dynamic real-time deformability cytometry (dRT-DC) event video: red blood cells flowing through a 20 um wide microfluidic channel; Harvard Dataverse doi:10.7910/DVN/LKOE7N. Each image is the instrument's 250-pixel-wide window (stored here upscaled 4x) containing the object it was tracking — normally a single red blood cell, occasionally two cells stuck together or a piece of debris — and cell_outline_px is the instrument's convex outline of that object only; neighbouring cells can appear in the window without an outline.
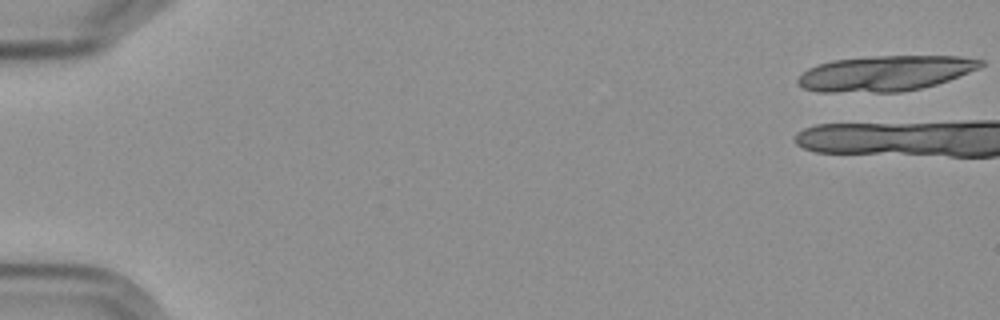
{"species": "Egyptian fruit bat (a non-hibernating species)", "species_latin": "Rousettus aegyptiacus", "temperature_condition": "cold", "stored_images_in_passage": 9, "camera_frame_rate_fps": 3000, "um_per_image_px": 0.085, "frame": {"image": 1, "passage_image": 1, "time_ms": 0.0, "image_size_px": [1000, 320], "cell_outline_px": [[984, 64], [980, 68], [948, 80], [936, 84], [920, 88], [900, 92], [816, 92], [804, 88], [796, 84], [796, 80], [808, 68], [816, 64], [832, 60], [872, 56], [960, 56], [984, 60]], "centroid_in_image_um": [75.22, 6.23], "position_along_channel_um": 9.8, "area_um2": 37.86}}
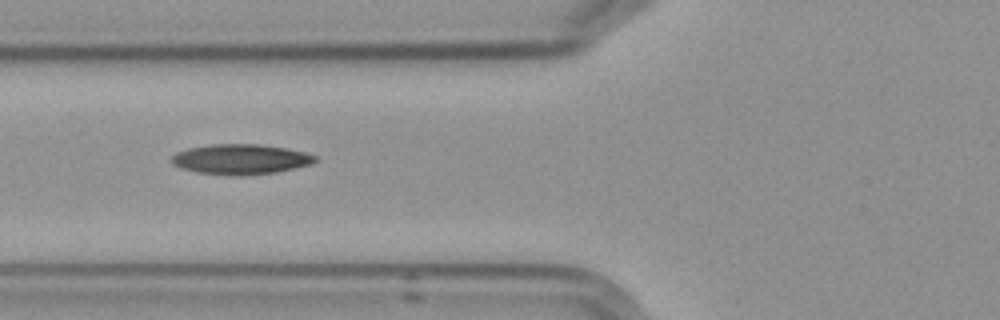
{"frame": {"image": 2, "passage_image": 8, "time_ms": 8.667, "image_size_px": [1000, 320], "cell_outline_px": [[316, 160], [312, 164], [276, 172], [240, 176], [236, 176], [196, 172], [180, 168], [172, 164], [172, 156], [176, 152], [188, 148], [212, 144], [260, 144], [284, 148], [304, 152], [316, 156]], "centroid_in_image_um": [20.42, 13.54], "position_along_channel_um": 105.4, "area_um2": 25.2}}
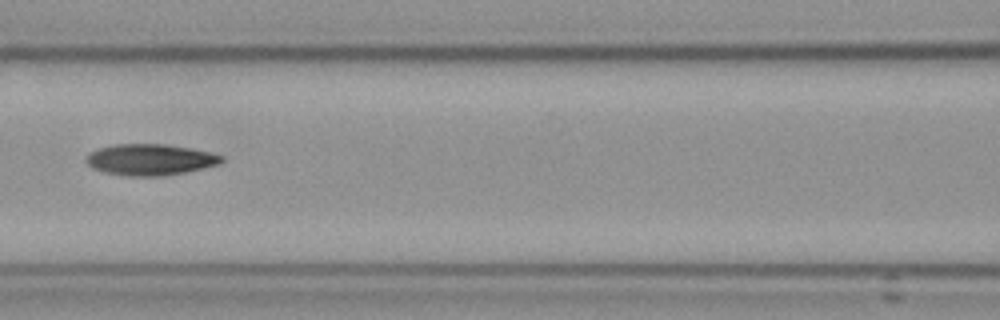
{"frame": {"image": 3, "passage_image": 9, "time_ms": 10.0, "image_size_px": [1000, 320], "cell_outline_px": [[224, 160], [216, 164], [184, 172], [164, 176], [128, 176], [104, 172], [92, 168], [84, 160], [88, 152], [96, 148], [116, 144], [164, 144], [192, 148], [224, 156]], "centroid_in_image_um": [12.69, 13.56], "position_along_channel_um": 153.9, "area_um2": 24.62}}